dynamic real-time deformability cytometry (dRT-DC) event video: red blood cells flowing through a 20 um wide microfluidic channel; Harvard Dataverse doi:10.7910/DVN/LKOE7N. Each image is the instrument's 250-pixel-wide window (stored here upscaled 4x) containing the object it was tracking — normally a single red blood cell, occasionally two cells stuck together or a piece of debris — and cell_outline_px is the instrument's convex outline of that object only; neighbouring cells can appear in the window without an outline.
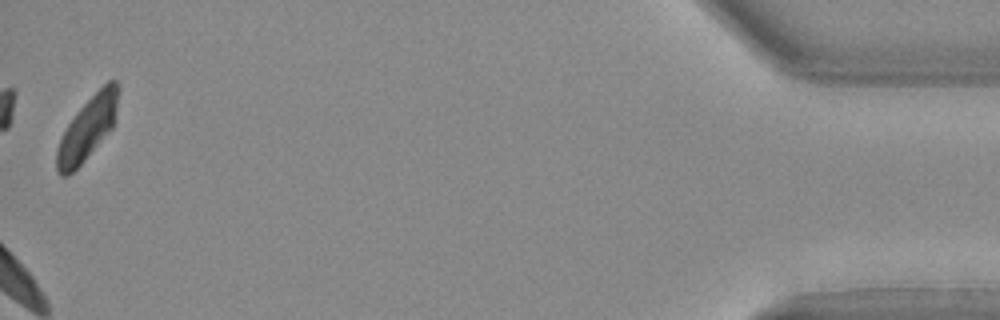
{"species": "Egyptian fruit bat (a non-hibernating species)", "species_latin": "Rousettus aegyptiacus", "temperature_condition": "warm", "stored_images_in_passage": 31, "camera_frame_rate_fps": 3000, "um_per_image_px": 0.085, "animal": {"sex": "female"}, "frame": {"image": 1, "passage_image": 31, "time_ms": 10.0, "image_size_px": [1000, 320], "cell_outline_px": [[120, 88], [112, 128], [80, 164], [68, 176], [60, 176], [56, 172], [56, 152], [60, 140], [68, 124], [76, 112], [108, 80], [116, 80], [120, 84]], "centroid_in_image_um": [7.43, 10.9], "position_along_channel_um": 427.8, "area_um2": 22.08}}